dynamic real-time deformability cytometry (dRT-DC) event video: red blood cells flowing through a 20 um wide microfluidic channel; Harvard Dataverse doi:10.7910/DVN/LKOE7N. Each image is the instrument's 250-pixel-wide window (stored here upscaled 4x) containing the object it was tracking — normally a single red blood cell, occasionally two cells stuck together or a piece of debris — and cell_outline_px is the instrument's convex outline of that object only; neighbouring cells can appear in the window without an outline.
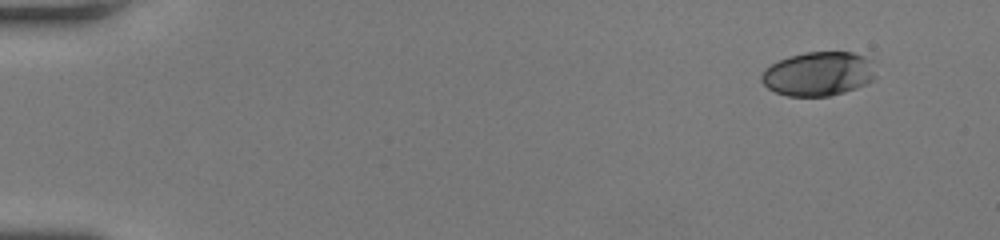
{"species": "human", "species_latin": "Homo sapiens", "temperature_condition": "room temperature", "stored_images_in_passage": 48, "camera_frame_rate_fps": 3000, "um_per_image_px": 0.085, "donor": {"sex": "female"}, "frame": {"image": 1, "passage_image": 1, "time_ms": 0.0, "image_size_px": [1000, 240], "cell_outline_px": [[876, 76], [872, 80], [856, 88], [844, 92], [828, 96], [788, 96], [776, 92], [768, 88], [760, 80], [760, 76], [764, 68], [780, 60], [804, 52], [852, 52], [868, 60]], "centroid_in_image_um": [69.51, 6.29], "position_along_channel_um": 15.5, "area_um2": 28.96}}
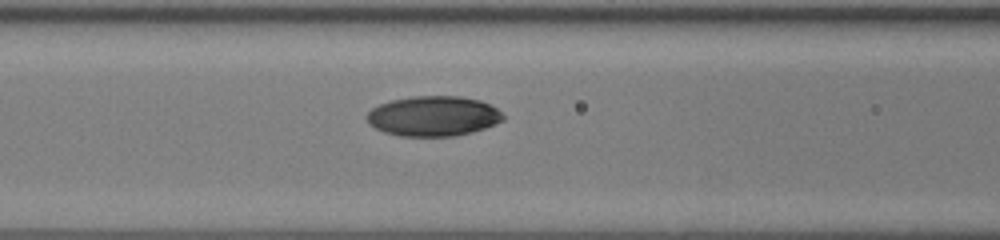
{"frame": {"image": 2, "passage_image": 20, "time_ms": 6.333, "image_size_px": [1000, 240], "cell_outline_px": [[504, 120], [484, 128], [472, 132], [456, 136], [400, 136], [384, 132], [368, 124], [364, 116], [372, 108], [380, 104], [392, 100], [412, 96], [460, 96], [480, 100], [496, 108], [504, 116]], "centroid_in_image_um": [36.8, 9.87], "position_along_channel_um": 129.8, "area_um2": 31.91}}
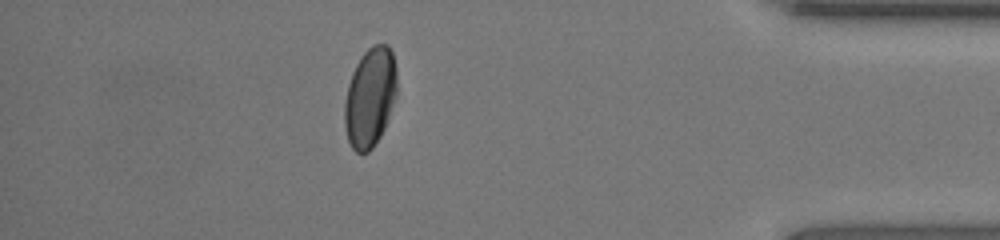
{"frame": {"image": 3, "passage_image": 42, "time_ms": 13.667, "image_size_px": [1000, 240], "cell_outline_px": [[396, 96], [384, 128], [380, 136], [372, 148], [368, 152], [356, 152], [352, 148], [348, 140], [344, 124], [344, 104], [348, 84], [352, 72], [356, 64], [364, 52], [372, 44], [388, 44], [392, 52], [396, 68]], "centroid_in_image_um": [31.44, 8.25], "position_along_channel_um": 403.8, "area_um2": 30.29}, "authors_computed_cell_mechanics": {"area_um2": 31.0964, "velocity_mm_per_s": 4.2376, "shape_relaxation_time_tau1_ms": 4.5736, "shape_relaxation_time_tau2_ms": 1.0343, "deformation_change_tau1": 0.1742, "deformation_change_tau2": 0.0276}}